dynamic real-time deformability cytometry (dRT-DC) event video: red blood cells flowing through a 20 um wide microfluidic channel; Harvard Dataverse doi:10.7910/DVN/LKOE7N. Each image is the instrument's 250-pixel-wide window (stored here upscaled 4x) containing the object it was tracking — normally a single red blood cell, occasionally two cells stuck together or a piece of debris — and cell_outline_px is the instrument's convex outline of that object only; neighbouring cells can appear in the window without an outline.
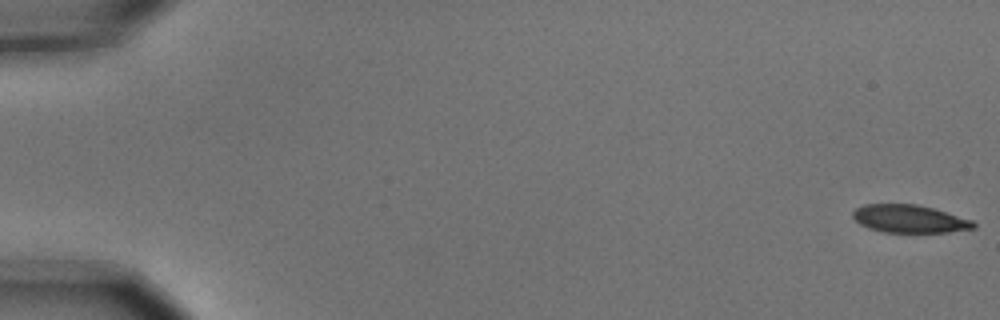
{"species": "common noctule bat (a hibernating species)", "species_latin": "Nyctalus noctula", "temperature_condition": "cold", "stored_images_in_passage": 4, "camera_frame_rate_fps": 3000, "um_per_image_px": 0.085, "animal": {"sex": "male", "body_mass_g": 15.6}, "frame": {"image": 1, "passage_image": 1, "time_ms": 0.0, "image_size_px": [1000, 320], "cell_outline_px": [[976, 228], [948, 232], [884, 232], [868, 228], [860, 224], [852, 216], [852, 212], [856, 208], [864, 204], [916, 204], [932, 208], [972, 220], [976, 224]], "centroid_in_image_um": [77.29, 18.6], "position_along_channel_um": 7.7, "area_um2": 19.48}}